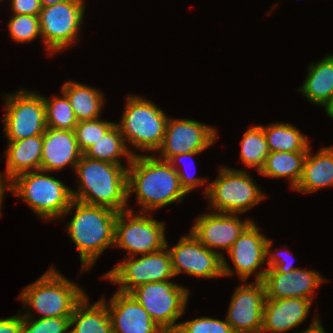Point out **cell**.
<instances>
[{
  "label": "cell",
  "instance_id": "cell-41",
  "mask_svg": "<svg viewBox=\"0 0 333 333\" xmlns=\"http://www.w3.org/2000/svg\"><path fill=\"white\" fill-rule=\"evenodd\" d=\"M7 182V180L4 178V176L2 174H0V216H1V207L3 203V197L5 196V191L8 190L9 188V183H5Z\"/></svg>",
  "mask_w": 333,
  "mask_h": 333
},
{
  "label": "cell",
  "instance_id": "cell-20",
  "mask_svg": "<svg viewBox=\"0 0 333 333\" xmlns=\"http://www.w3.org/2000/svg\"><path fill=\"white\" fill-rule=\"evenodd\" d=\"M82 152L79 149L74 130L46 128L43 134L40 169L59 171L67 165L75 170Z\"/></svg>",
  "mask_w": 333,
  "mask_h": 333
},
{
  "label": "cell",
  "instance_id": "cell-12",
  "mask_svg": "<svg viewBox=\"0 0 333 333\" xmlns=\"http://www.w3.org/2000/svg\"><path fill=\"white\" fill-rule=\"evenodd\" d=\"M4 133L8 141L43 135L46 125L43 95L21 89L5 94Z\"/></svg>",
  "mask_w": 333,
  "mask_h": 333
},
{
  "label": "cell",
  "instance_id": "cell-14",
  "mask_svg": "<svg viewBox=\"0 0 333 333\" xmlns=\"http://www.w3.org/2000/svg\"><path fill=\"white\" fill-rule=\"evenodd\" d=\"M217 139L215 127L191 119L168 118L163 142L157 158L169 161L172 157L191 152H202Z\"/></svg>",
  "mask_w": 333,
  "mask_h": 333
},
{
  "label": "cell",
  "instance_id": "cell-26",
  "mask_svg": "<svg viewBox=\"0 0 333 333\" xmlns=\"http://www.w3.org/2000/svg\"><path fill=\"white\" fill-rule=\"evenodd\" d=\"M70 101L77 121L100 118L104 105V96L97 88L67 81L61 89Z\"/></svg>",
  "mask_w": 333,
  "mask_h": 333
},
{
  "label": "cell",
  "instance_id": "cell-18",
  "mask_svg": "<svg viewBox=\"0 0 333 333\" xmlns=\"http://www.w3.org/2000/svg\"><path fill=\"white\" fill-rule=\"evenodd\" d=\"M263 283L266 298H303L314 300V292L324 279L320 273L308 269H296L280 273L276 269H267Z\"/></svg>",
  "mask_w": 333,
  "mask_h": 333
},
{
  "label": "cell",
  "instance_id": "cell-37",
  "mask_svg": "<svg viewBox=\"0 0 333 333\" xmlns=\"http://www.w3.org/2000/svg\"><path fill=\"white\" fill-rule=\"evenodd\" d=\"M272 244L273 241L268 239L266 243V257H268L267 258L268 260L266 261V264L268 266L266 267L267 269H276L280 273H287L290 272L291 270L299 269L293 267V265L291 264L292 262L290 261L289 256L292 254H290L288 250L284 252L281 249L280 250L277 249L276 251L272 252V254H269L271 252L270 250ZM279 254L281 255V257H283L282 254H285L286 257L283 259L280 257Z\"/></svg>",
  "mask_w": 333,
  "mask_h": 333
},
{
  "label": "cell",
  "instance_id": "cell-23",
  "mask_svg": "<svg viewBox=\"0 0 333 333\" xmlns=\"http://www.w3.org/2000/svg\"><path fill=\"white\" fill-rule=\"evenodd\" d=\"M310 147L303 163V174L294 191L316 192L320 188L333 186V147H323L315 155Z\"/></svg>",
  "mask_w": 333,
  "mask_h": 333
},
{
  "label": "cell",
  "instance_id": "cell-17",
  "mask_svg": "<svg viewBox=\"0 0 333 333\" xmlns=\"http://www.w3.org/2000/svg\"><path fill=\"white\" fill-rule=\"evenodd\" d=\"M268 239L253 221L232 244L228 254L235 265V274L242 281L249 280L253 273L256 274V281L263 280L267 268L260 271L258 268L266 263Z\"/></svg>",
  "mask_w": 333,
  "mask_h": 333
},
{
  "label": "cell",
  "instance_id": "cell-29",
  "mask_svg": "<svg viewBox=\"0 0 333 333\" xmlns=\"http://www.w3.org/2000/svg\"><path fill=\"white\" fill-rule=\"evenodd\" d=\"M270 152H308L307 136L288 123H272L262 126Z\"/></svg>",
  "mask_w": 333,
  "mask_h": 333
},
{
  "label": "cell",
  "instance_id": "cell-39",
  "mask_svg": "<svg viewBox=\"0 0 333 333\" xmlns=\"http://www.w3.org/2000/svg\"><path fill=\"white\" fill-rule=\"evenodd\" d=\"M0 333H22V314L1 318Z\"/></svg>",
  "mask_w": 333,
  "mask_h": 333
},
{
  "label": "cell",
  "instance_id": "cell-27",
  "mask_svg": "<svg viewBox=\"0 0 333 333\" xmlns=\"http://www.w3.org/2000/svg\"><path fill=\"white\" fill-rule=\"evenodd\" d=\"M307 152H270L259 174L271 178H287L294 190L303 174Z\"/></svg>",
  "mask_w": 333,
  "mask_h": 333
},
{
  "label": "cell",
  "instance_id": "cell-10",
  "mask_svg": "<svg viewBox=\"0 0 333 333\" xmlns=\"http://www.w3.org/2000/svg\"><path fill=\"white\" fill-rule=\"evenodd\" d=\"M85 4L84 0H67L42 7L39 13L41 38L49 55L66 50L77 41Z\"/></svg>",
  "mask_w": 333,
  "mask_h": 333
},
{
  "label": "cell",
  "instance_id": "cell-43",
  "mask_svg": "<svg viewBox=\"0 0 333 333\" xmlns=\"http://www.w3.org/2000/svg\"><path fill=\"white\" fill-rule=\"evenodd\" d=\"M65 1H67V0H40V4L42 7H45V6H51L54 4L62 3Z\"/></svg>",
  "mask_w": 333,
  "mask_h": 333
},
{
  "label": "cell",
  "instance_id": "cell-4",
  "mask_svg": "<svg viewBox=\"0 0 333 333\" xmlns=\"http://www.w3.org/2000/svg\"><path fill=\"white\" fill-rule=\"evenodd\" d=\"M8 183V191L45 221L62 218L73 200L70 187L41 169L20 173Z\"/></svg>",
  "mask_w": 333,
  "mask_h": 333
},
{
  "label": "cell",
  "instance_id": "cell-32",
  "mask_svg": "<svg viewBox=\"0 0 333 333\" xmlns=\"http://www.w3.org/2000/svg\"><path fill=\"white\" fill-rule=\"evenodd\" d=\"M30 311L22 314V333H70V317L32 318Z\"/></svg>",
  "mask_w": 333,
  "mask_h": 333
},
{
  "label": "cell",
  "instance_id": "cell-22",
  "mask_svg": "<svg viewBox=\"0 0 333 333\" xmlns=\"http://www.w3.org/2000/svg\"><path fill=\"white\" fill-rule=\"evenodd\" d=\"M42 146L43 135H35L20 141H8L4 154L6 157L4 178L9 182L20 173L39 170Z\"/></svg>",
  "mask_w": 333,
  "mask_h": 333
},
{
  "label": "cell",
  "instance_id": "cell-7",
  "mask_svg": "<svg viewBox=\"0 0 333 333\" xmlns=\"http://www.w3.org/2000/svg\"><path fill=\"white\" fill-rule=\"evenodd\" d=\"M219 170L216 180L204 189L213 212L242 214L266 197L248 172L225 166Z\"/></svg>",
  "mask_w": 333,
  "mask_h": 333
},
{
  "label": "cell",
  "instance_id": "cell-15",
  "mask_svg": "<svg viewBox=\"0 0 333 333\" xmlns=\"http://www.w3.org/2000/svg\"><path fill=\"white\" fill-rule=\"evenodd\" d=\"M188 235L168 249L174 275L186 272L197 278L224 277L223 257L200 243L191 231Z\"/></svg>",
  "mask_w": 333,
  "mask_h": 333
},
{
  "label": "cell",
  "instance_id": "cell-33",
  "mask_svg": "<svg viewBox=\"0 0 333 333\" xmlns=\"http://www.w3.org/2000/svg\"><path fill=\"white\" fill-rule=\"evenodd\" d=\"M7 26L10 37L19 43L41 37L39 16L14 14Z\"/></svg>",
  "mask_w": 333,
  "mask_h": 333
},
{
  "label": "cell",
  "instance_id": "cell-5",
  "mask_svg": "<svg viewBox=\"0 0 333 333\" xmlns=\"http://www.w3.org/2000/svg\"><path fill=\"white\" fill-rule=\"evenodd\" d=\"M85 295L79 285L50 267L40 278L23 288L19 299L29 310L32 308L41 314L40 318L71 317Z\"/></svg>",
  "mask_w": 333,
  "mask_h": 333
},
{
  "label": "cell",
  "instance_id": "cell-13",
  "mask_svg": "<svg viewBox=\"0 0 333 333\" xmlns=\"http://www.w3.org/2000/svg\"><path fill=\"white\" fill-rule=\"evenodd\" d=\"M239 214L209 212L200 214L195 221L191 233L200 243L211 251L219 253L223 257V275L234 274V270L226 261V257L220 251L215 249L230 250L235 240L242 232L253 222L252 219L241 221Z\"/></svg>",
  "mask_w": 333,
  "mask_h": 333
},
{
  "label": "cell",
  "instance_id": "cell-31",
  "mask_svg": "<svg viewBox=\"0 0 333 333\" xmlns=\"http://www.w3.org/2000/svg\"><path fill=\"white\" fill-rule=\"evenodd\" d=\"M61 93L62 97L55 96L53 99L43 96L46 125L48 128L58 130H74L78 121L69 99L63 92Z\"/></svg>",
  "mask_w": 333,
  "mask_h": 333
},
{
  "label": "cell",
  "instance_id": "cell-28",
  "mask_svg": "<svg viewBox=\"0 0 333 333\" xmlns=\"http://www.w3.org/2000/svg\"><path fill=\"white\" fill-rule=\"evenodd\" d=\"M136 152L130 151L124 141L117 123H114L93 145H91L83 154L89 158L107 161L116 165L121 164V157L127 159L128 165Z\"/></svg>",
  "mask_w": 333,
  "mask_h": 333
},
{
  "label": "cell",
  "instance_id": "cell-24",
  "mask_svg": "<svg viewBox=\"0 0 333 333\" xmlns=\"http://www.w3.org/2000/svg\"><path fill=\"white\" fill-rule=\"evenodd\" d=\"M87 295L76 305L71 317L70 333H113L106 300L100 298L92 305Z\"/></svg>",
  "mask_w": 333,
  "mask_h": 333
},
{
  "label": "cell",
  "instance_id": "cell-38",
  "mask_svg": "<svg viewBox=\"0 0 333 333\" xmlns=\"http://www.w3.org/2000/svg\"><path fill=\"white\" fill-rule=\"evenodd\" d=\"M13 14L39 16L42 9L40 0H10Z\"/></svg>",
  "mask_w": 333,
  "mask_h": 333
},
{
  "label": "cell",
  "instance_id": "cell-11",
  "mask_svg": "<svg viewBox=\"0 0 333 333\" xmlns=\"http://www.w3.org/2000/svg\"><path fill=\"white\" fill-rule=\"evenodd\" d=\"M168 248L166 242V247L160 251L126 257L103 278L118 284L117 290L123 293H130L136 287L150 282L168 281L175 277Z\"/></svg>",
  "mask_w": 333,
  "mask_h": 333
},
{
  "label": "cell",
  "instance_id": "cell-25",
  "mask_svg": "<svg viewBox=\"0 0 333 333\" xmlns=\"http://www.w3.org/2000/svg\"><path fill=\"white\" fill-rule=\"evenodd\" d=\"M308 73L298 89L311 103L324 106L333 95V55H327L308 67Z\"/></svg>",
  "mask_w": 333,
  "mask_h": 333
},
{
  "label": "cell",
  "instance_id": "cell-30",
  "mask_svg": "<svg viewBox=\"0 0 333 333\" xmlns=\"http://www.w3.org/2000/svg\"><path fill=\"white\" fill-rule=\"evenodd\" d=\"M270 153L262 125L249 128L241 140L240 158L247 167L259 173Z\"/></svg>",
  "mask_w": 333,
  "mask_h": 333
},
{
  "label": "cell",
  "instance_id": "cell-3",
  "mask_svg": "<svg viewBox=\"0 0 333 333\" xmlns=\"http://www.w3.org/2000/svg\"><path fill=\"white\" fill-rule=\"evenodd\" d=\"M72 210L76 212L66 229L79 252L81 270L85 272L91 269L104 250L109 246L114 247L115 220L118 212L73 199L63 217Z\"/></svg>",
  "mask_w": 333,
  "mask_h": 333
},
{
  "label": "cell",
  "instance_id": "cell-6",
  "mask_svg": "<svg viewBox=\"0 0 333 333\" xmlns=\"http://www.w3.org/2000/svg\"><path fill=\"white\" fill-rule=\"evenodd\" d=\"M125 110L118 125L125 143L139 151H157L166 131L168 117L152 101L143 97H127Z\"/></svg>",
  "mask_w": 333,
  "mask_h": 333
},
{
  "label": "cell",
  "instance_id": "cell-16",
  "mask_svg": "<svg viewBox=\"0 0 333 333\" xmlns=\"http://www.w3.org/2000/svg\"><path fill=\"white\" fill-rule=\"evenodd\" d=\"M265 298L263 281L237 287L226 315L234 333H261Z\"/></svg>",
  "mask_w": 333,
  "mask_h": 333
},
{
  "label": "cell",
  "instance_id": "cell-9",
  "mask_svg": "<svg viewBox=\"0 0 333 333\" xmlns=\"http://www.w3.org/2000/svg\"><path fill=\"white\" fill-rule=\"evenodd\" d=\"M140 213L136 215L127 209L118 212L115 220L114 246L127 250L128 257L154 253L166 247L165 223L153 219L147 212Z\"/></svg>",
  "mask_w": 333,
  "mask_h": 333
},
{
  "label": "cell",
  "instance_id": "cell-36",
  "mask_svg": "<svg viewBox=\"0 0 333 333\" xmlns=\"http://www.w3.org/2000/svg\"><path fill=\"white\" fill-rule=\"evenodd\" d=\"M200 153L201 152H191V153L179 154V155H176V156L172 157L168 161L170 163V165L178 173L181 187L185 190V192L187 194L190 193L191 191H193L196 187H198L200 185H203L205 182L207 183V178L194 177L195 175L187 174L185 170L182 171L181 167L178 168V166L181 164V163L178 164V162H180V160H182V159H187V158H190V159L192 158L193 159V157L195 155L200 154ZM182 165L183 164H181L180 166H182Z\"/></svg>",
  "mask_w": 333,
  "mask_h": 333
},
{
  "label": "cell",
  "instance_id": "cell-19",
  "mask_svg": "<svg viewBox=\"0 0 333 333\" xmlns=\"http://www.w3.org/2000/svg\"><path fill=\"white\" fill-rule=\"evenodd\" d=\"M108 303L113 333H166L130 293L116 291Z\"/></svg>",
  "mask_w": 333,
  "mask_h": 333
},
{
  "label": "cell",
  "instance_id": "cell-2",
  "mask_svg": "<svg viewBox=\"0 0 333 333\" xmlns=\"http://www.w3.org/2000/svg\"><path fill=\"white\" fill-rule=\"evenodd\" d=\"M127 168L82 154L75 167L78 189H71L73 199L117 212L127 210Z\"/></svg>",
  "mask_w": 333,
  "mask_h": 333
},
{
  "label": "cell",
  "instance_id": "cell-40",
  "mask_svg": "<svg viewBox=\"0 0 333 333\" xmlns=\"http://www.w3.org/2000/svg\"><path fill=\"white\" fill-rule=\"evenodd\" d=\"M318 317H319L318 314L315 315V317L313 318V322L310 324V326L306 330L300 333H326Z\"/></svg>",
  "mask_w": 333,
  "mask_h": 333
},
{
  "label": "cell",
  "instance_id": "cell-1",
  "mask_svg": "<svg viewBox=\"0 0 333 333\" xmlns=\"http://www.w3.org/2000/svg\"><path fill=\"white\" fill-rule=\"evenodd\" d=\"M136 193L141 212H151L187 195L176 170L155 155L136 154L127 168V198Z\"/></svg>",
  "mask_w": 333,
  "mask_h": 333
},
{
  "label": "cell",
  "instance_id": "cell-42",
  "mask_svg": "<svg viewBox=\"0 0 333 333\" xmlns=\"http://www.w3.org/2000/svg\"><path fill=\"white\" fill-rule=\"evenodd\" d=\"M328 117L333 119V95L330 100L324 105Z\"/></svg>",
  "mask_w": 333,
  "mask_h": 333
},
{
  "label": "cell",
  "instance_id": "cell-8",
  "mask_svg": "<svg viewBox=\"0 0 333 333\" xmlns=\"http://www.w3.org/2000/svg\"><path fill=\"white\" fill-rule=\"evenodd\" d=\"M130 294L166 333H174L187 307L189 291L173 281L150 282L133 289Z\"/></svg>",
  "mask_w": 333,
  "mask_h": 333
},
{
  "label": "cell",
  "instance_id": "cell-35",
  "mask_svg": "<svg viewBox=\"0 0 333 333\" xmlns=\"http://www.w3.org/2000/svg\"><path fill=\"white\" fill-rule=\"evenodd\" d=\"M178 324L174 333H234L226 318L219 320L204 316Z\"/></svg>",
  "mask_w": 333,
  "mask_h": 333
},
{
  "label": "cell",
  "instance_id": "cell-21",
  "mask_svg": "<svg viewBox=\"0 0 333 333\" xmlns=\"http://www.w3.org/2000/svg\"><path fill=\"white\" fill-rule=\"evenodd\" d=\"M312 300L303 298H265L261 333H285L308 317Z\"/></svg>",
  "mask_w": 333,
  "mask_h": 333
},
{
  "label": "cell",
  "instance_id": "cell-34",
  "mask_svg": "<svg viewBox=\"0 0 333 333\" xmlns=\"http://www.w3.org/2000/svg\"><path fill=\"white\" fill-rule=\"evenodd\" d=\"M114 123L96 118L79 121L74 128L79 149L84 153L93 145Z\"/></svg>",
  "mask_w": 333,
  "mask_h": 333
}]
</instances>
